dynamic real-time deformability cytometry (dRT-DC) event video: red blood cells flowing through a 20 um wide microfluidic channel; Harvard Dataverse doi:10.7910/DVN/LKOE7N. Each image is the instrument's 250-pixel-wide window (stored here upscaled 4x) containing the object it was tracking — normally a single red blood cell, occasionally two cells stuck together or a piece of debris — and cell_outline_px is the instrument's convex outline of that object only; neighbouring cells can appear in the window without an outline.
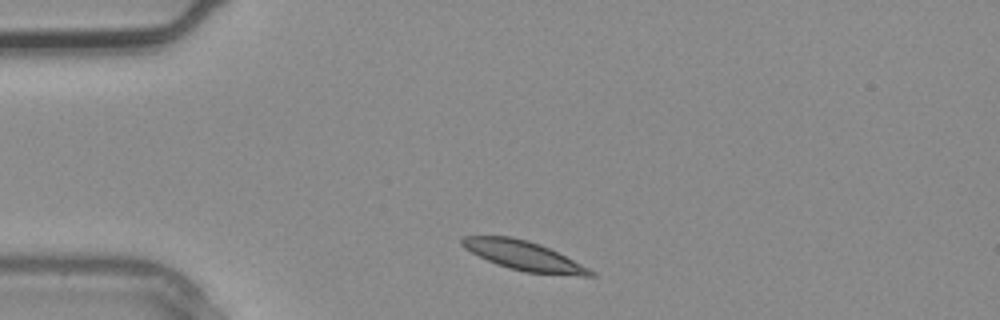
{"species": "common noctule bat (a hibernating species)", "species_latin": "Nyctalus noctula", "temperature_condition": "warm", "stored_images_in_passage": 2, "camera_frame_rate_fps": 3000, "um_per_image_px": 0.085, "animal": {"sex": "male", "body_mass_g": 20.4}, "frame": {"image": 1, "passage_image": 1, "time_ms": 0.0, "image_size_px": [1000, 320], "cell_outline_px": [[596, 276], [584, 276], [524, 272], [508, 268], [496, 264], [464, 248], [460, 244], [460, 240], [464, 236], [512, 236], [528, 240], [540, 244], [596, 272]], "centroid_in_image_um": [44.49, 21.73], "position_along_channel_um": 40.5, "area_um2": 21.68}}
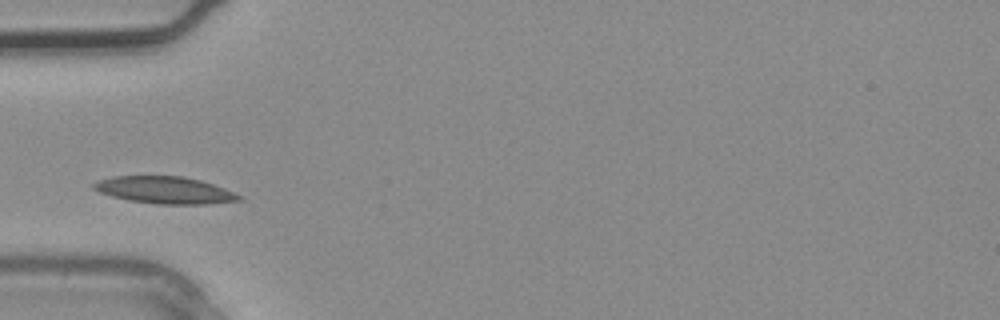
{"frame": {"image": 2, "passage_image": 2, "time_ms": 0.333, "image_size_px": [1000, 320], "cell_outline_px": [[244, 200], [208, 204], [156, 204], [128, 200], [112, 196], [100, 192], [92, 188], [92, 184], [100, 180], [112, 176], [184, 176], [200, 180], [224, 188], [244, 196]], "centroid_in_image_um": [14.05, 16.16], "position_along_channel_um": 71.0, "area_um2": 23.0}}